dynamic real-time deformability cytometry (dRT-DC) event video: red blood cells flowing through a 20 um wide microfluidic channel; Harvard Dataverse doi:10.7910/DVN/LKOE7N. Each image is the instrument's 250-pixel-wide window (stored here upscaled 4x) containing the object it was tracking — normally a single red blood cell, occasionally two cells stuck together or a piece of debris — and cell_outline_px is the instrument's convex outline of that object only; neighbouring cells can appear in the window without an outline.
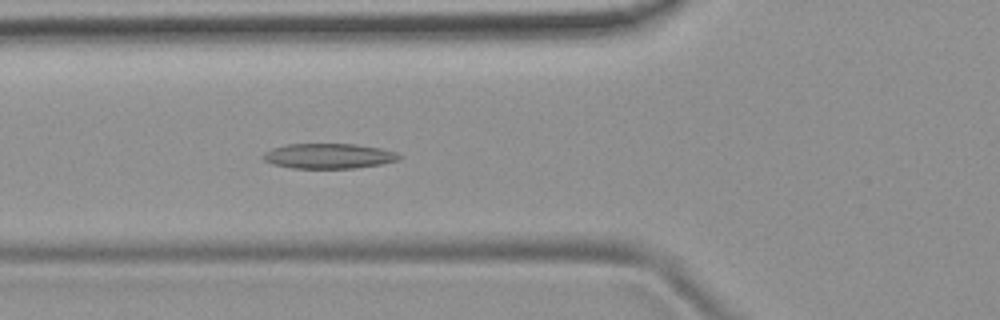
{"species": "common noctule bat (a hibernating species)", "species_latin": "Nyctalus noctula", "temperature_condition": "room temperature", "stored_images_in_passage": 38, "camera_frame_rate_fps": 3000, "um_per_image_px": 0.085, "animal": {"sex": "female", "body_mass_g": 19.9}, "frame": {"image": 1, "passage_image": 5, "time_ms": 1.333, "image_size_px": [1000, 320], "cell_outline_px": [[400, 160], [380, 164], [356, 168], [292, 168], [272, 164], [264, 160], [260, 156], [264, 152], [272, 148], [288, 144], [356, 144], [380, 148], [396, 152], [400, 156]], "centroid_in_image_um": [27.91, 13.26], "position_along_channel_um": 97.9, "area_um2": 19.94}}
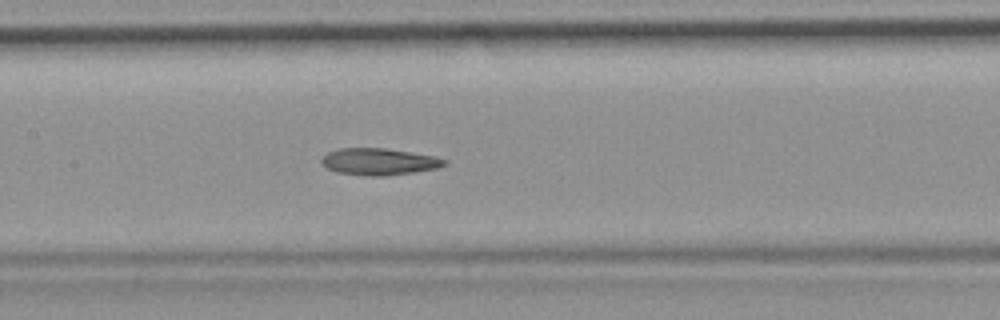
{"frame": {"image": 2, "passage_image": 11, "time_ms": 3.333, "image_size_px": [1000, 320], "cell_outline_px": [[448, 164], [436, 168], [412, 172], [384, 176], [368, 176], [336, 172], [320, 164], [320, 160], [328, 152], [340, 148], [384, 148], [436, 156], [448, 160]], "centroid_in_image_um": [32.21, 13.74], "position_along_channel_um": 175.2, "area_um2": 19.19}}
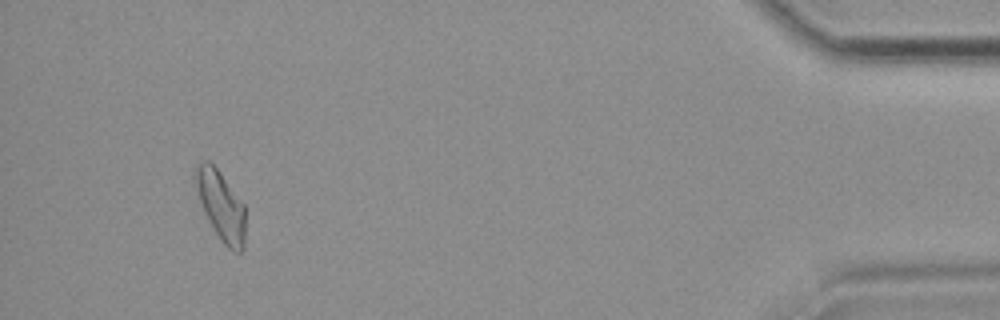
{"frame": {"image": 3, "passage_image": 35, "time_ms": 11.333, "image_size_px": [1000, 320], "cell_outline_px": [[244, 248], [240, 252], [232, 252], [220, 240], [208, 220], [200, 200], [192, 172], [196, 164], [200, 160], [208, 160], [216, 168], [244, 204]], "centroid_in_image_um": [18.75, 17.46], "position_along_channel_um": 416.4, "area_um2": 20.06}, "authors_computed_cell_mechanics": {"area_um2": 19.4208, "velocity_mm_per_s": 3.8468, "shape_relaxation_time_tau1_ms": null, "shape_relaxation_time_tau2_ms": 6.7346, "deformation_change_tau1": null, "deformation_change_tau2": 0.1513}}